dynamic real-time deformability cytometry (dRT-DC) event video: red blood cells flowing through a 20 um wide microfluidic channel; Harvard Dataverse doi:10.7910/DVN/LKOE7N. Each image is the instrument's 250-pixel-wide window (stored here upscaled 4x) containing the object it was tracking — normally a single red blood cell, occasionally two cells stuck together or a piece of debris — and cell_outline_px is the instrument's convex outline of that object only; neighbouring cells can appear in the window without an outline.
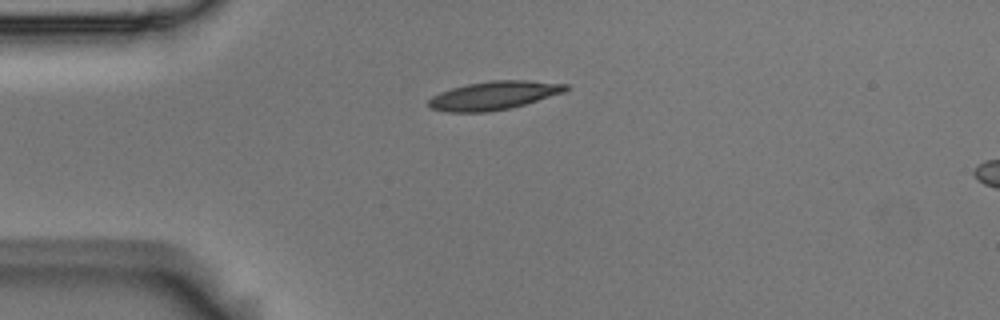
{"species": "Egyptian fruit bat (a non-hibernating species)", "species_latin": "Rousettus aegyptiacus", "temperature_condition": "room temperature", "stored_images_in_passage": 7, "camera_frame_rate_fps": 3000, "um_per_image_px": 0.085, "animal": {"sex": "male"}, "frame": {"image": 1, "passage_image": 1, "time_ms": 0.0, "image_size_px": [1000, 320], "cell_outline_px": [[572, 88], [564, 92], [524, 104], [508, 108], [484, 112], [448, 112], [432, 108], [428, 104], [428, 100], [432, 96], [440, 92], [452, 88], [468, 84], [492, 80], [528, 80], [568, 84]], "centroid_in_image_um": [42.0, 8.1], "position_along_channel_um": 43.0, "area_um2": 22.54}}
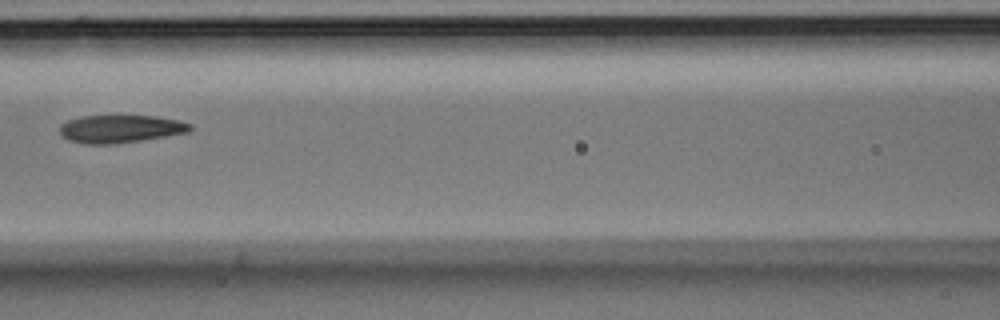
{"frame": {"image": 2, "passage_image": 4, "time_ms": 1.0, "image_size_px": [1000, 320], "cell_outline_px": [[192, 128], [188, 132], [116, 144], [84, 144], [68, 140], [60, 132], [60, 124], [68, 120], [80, 116], [156, 116], [180, 120], [192, 124]], "centroid_in_image_um": [10.23, 10.95], "position_along_channel_um": 156.4, "area_um2": 21.1}}
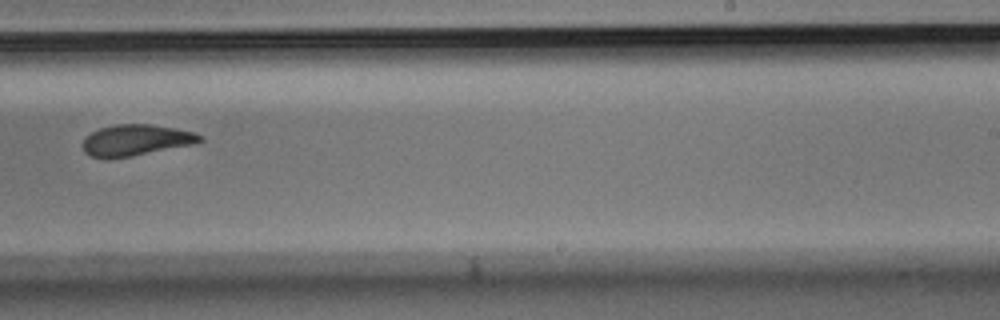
{"frame": {"image": 3, "passage_image": 7, "time_ms": 2.0, "image_size_px": [1000, 320], "cell_outline_px": [[204, 140], [196, 144], [132, 156], [104, 160], [92, 156], [84, 152], [84, 136], [100, 128], [112, 124], [148, 124], [172, 128], [192, 132], [204, 136]], "centroid_in_image_um": [11.54, 11.93], "position_along_channel_um": 277.5, "area_um2": 21.44}}